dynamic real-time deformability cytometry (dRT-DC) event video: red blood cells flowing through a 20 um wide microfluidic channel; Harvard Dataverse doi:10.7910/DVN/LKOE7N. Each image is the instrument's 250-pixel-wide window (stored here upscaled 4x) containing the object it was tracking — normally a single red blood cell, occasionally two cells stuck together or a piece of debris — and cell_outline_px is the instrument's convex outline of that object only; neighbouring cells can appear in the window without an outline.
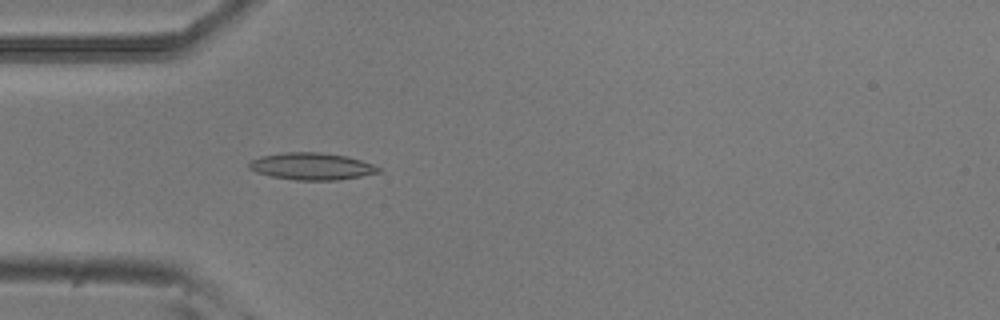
{"species": "common noctule bat (a hibernating species)", "species_latin": "Nyctalus noctula", "temperature_condition": "room temperature", "stored_images_in_passage": 53, "camera_frame_rate_fps": 3000, "um_per_image_px": 0.085, "animal": {"sex": "male", "body_mass_g": 20.5, "forearm_length_mm": 52.5}, "frame": {"image": 1, "passage_image": 16, "time_ms": 5.0, "image_size_px": [1000, 320], "cell_outline_px": [[384, 172], [340, 180], [296, 180], [272, 176], [256, 172], [248, 168], [248, 164], [252, 160], [260, 156], [284, 152], [320, 152], [348, 156], [372, 164], [380, 168]], "centroid_in_image_um": [26.53, 14.13], "position_along_channel_um": 58.5, "area_um2": 20.52}}
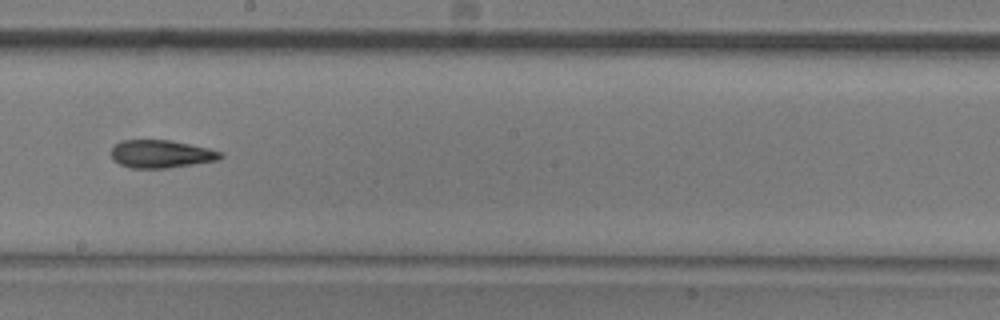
{"frame": {"image": 2, "passage_image": 30, "time_ms": 9.667, "image_size_px": [1000, 320], "cell_outline_px": [[224, 156], [220, 160], [168, 168], [128, 168], [112, 160], [112, 148], [120, 140], [172, 140], [208, 148], [220, 152]], "centroid_in_image_um": [13.69, 13.09], "position_along_channel_um": 234.5, "area_um2": 17.86}}
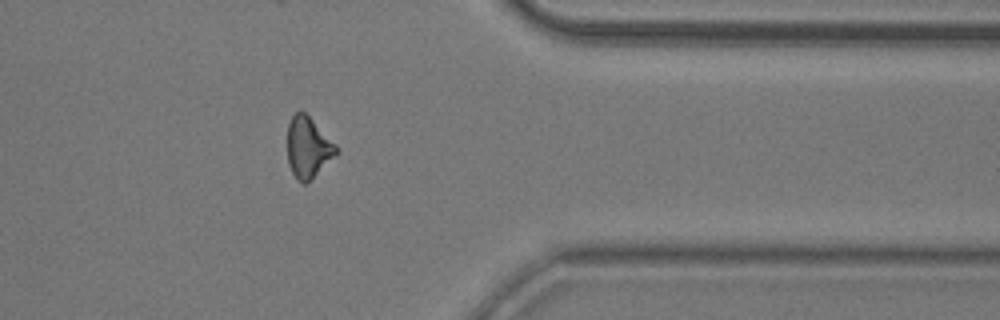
{"frame": {"image": 3, "passage_image": 43, "time_ms": 14.0, "image_size_px": [1000, 320], "cell_outline_px": [[340, 152], [308, 184], [304, 184], [296, 180], [288, 164], [288, 124], [292, 116], [296, 112], [304, 112], [336, 144]], "centroid_in_image_um": [26.21, 12.6], "position_along_channel_um": 385.2, "area_um2": 17.51}, "authors_computed_cell_mechanics": {"area_um2": 18.0336, "velocity_mm_per_s": 3.8174, "shape_relaxation_time_tau1_ms": 11.0536, "shape_relaxation_time_tau2_ms": 5.4659, "deformation_change_tau1": 0.2356, "deformation_change_tau2": 0.144}}